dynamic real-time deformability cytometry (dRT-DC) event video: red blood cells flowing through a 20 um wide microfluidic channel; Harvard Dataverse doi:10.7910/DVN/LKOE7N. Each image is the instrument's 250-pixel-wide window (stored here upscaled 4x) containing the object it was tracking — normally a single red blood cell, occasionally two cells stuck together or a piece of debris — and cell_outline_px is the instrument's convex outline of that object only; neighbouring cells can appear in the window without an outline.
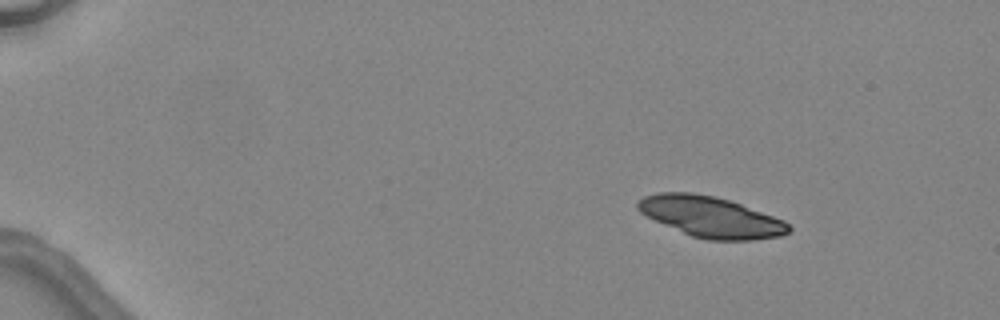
{"species": "common noctule bat (a hibernating species)", "species_latin": "Nyctalus noctula", "temperature_condition": "warm", "stored_images_in_passage": 3, "camera_frame_rate_fps": 3000, "um_per_image_px": 0.085, "animal": {"sex": "female", "body_mass_g": 24.6, "forearm_length_mm": 56.2}, "frame": {"image": 1, "passage_image": 1, "time_ms": 0.0, "image_size_px": [1000, 320], "cell_outline_px": [[792, 228], [788, 232], [780, 236], [752, 240], [708, 240], [692, 236], [656, 220], [640, 212], [636, 208], [636, 204], [644, 196], [656, 192], [692, 192], [716, 196], [740, 204], [784, 220]], "centroid_in_image_um": [60.42, 18.42], "position_along_channel_um": 24.6, "area_um2": 35.49}}